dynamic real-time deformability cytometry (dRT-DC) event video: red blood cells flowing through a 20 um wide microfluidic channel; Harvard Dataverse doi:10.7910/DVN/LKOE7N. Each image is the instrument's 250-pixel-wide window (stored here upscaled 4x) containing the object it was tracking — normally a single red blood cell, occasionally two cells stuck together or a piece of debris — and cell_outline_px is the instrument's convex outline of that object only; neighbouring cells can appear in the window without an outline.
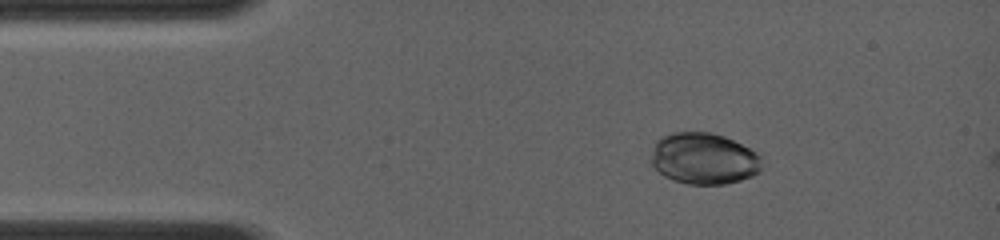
{"species": "common noctule bat (a hibernating species)", "species_latin": "Nyctalus noctula", "temperature_condition": "room temperature", "stored_images_in_passage": 63, "camera_frame_rate_fps": 4000, "um_per_image_px": 0.085, "animal": {"sex": "female", "body_mass_g": 19.0, "forearm_length_mm": 56.7}, "frame": {"image": 1, "passage_image": 7, "time_ms": 2.0, "image_size_px": [1000, 240], "cell_outline_px": [[764, 156], [760, 172], [752, 176], [740, 180], [724, 184], [688, 184], [672, 180], [664, 176], [652, 164], [652, 152], [656, 140], [672, 132], [712, 132], [724, 136]], "centroid_in_image_um": [59.86, 13.48], "position_along_channel_um": 25.1, "area_um2": 33.29}}